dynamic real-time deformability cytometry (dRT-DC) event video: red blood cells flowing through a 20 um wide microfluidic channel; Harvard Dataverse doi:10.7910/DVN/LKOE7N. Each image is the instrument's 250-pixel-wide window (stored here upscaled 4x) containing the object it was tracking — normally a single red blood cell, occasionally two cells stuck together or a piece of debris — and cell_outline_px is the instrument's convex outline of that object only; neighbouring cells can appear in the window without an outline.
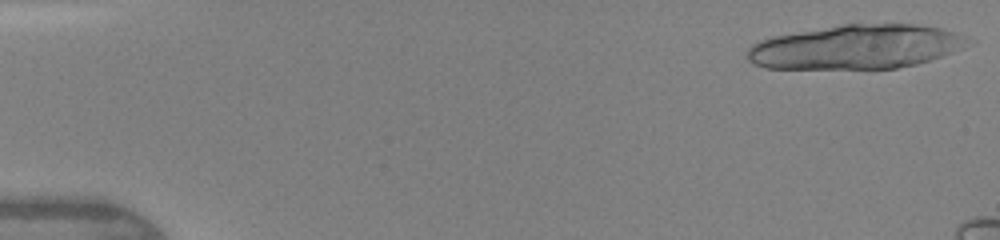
{"species": "human", "species_latin": "Homo sapiens", "temperature_condition": "warm", "stored_images_in_passage": 10, "camera_frame_rate_fps": 3000, "um_per_image_px": 0.085, "donor": {"sex": "female"}, "frame": {"image": 1, "passage_image": 2, "time_ms": 0.333, "image_size_px": [1000, 240], "cell_outline_px": [[976, 40], [964, 48], [916, 64], [896, 68], [764, 68], [748, 60], [748, 48], [752, 44], [760, 40], [772, 36], [840, 24], [912, 24], [940, 28]], "centroid_in_image_um": [72.78, 3.98], "position_along_channel_um": 12.2, "area_um2": 56.64}}